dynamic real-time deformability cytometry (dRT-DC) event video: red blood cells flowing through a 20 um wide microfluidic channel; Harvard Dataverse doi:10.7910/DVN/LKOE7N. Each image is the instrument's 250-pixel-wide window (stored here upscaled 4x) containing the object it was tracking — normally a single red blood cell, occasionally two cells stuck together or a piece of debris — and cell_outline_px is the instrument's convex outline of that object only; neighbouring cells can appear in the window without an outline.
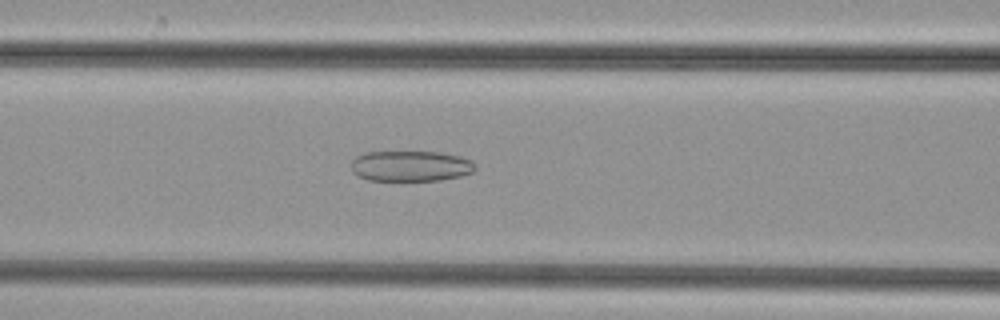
{"species": "common noctule bat (a hibernating species)", "species_latin": "Nyctalus noctula", "temperature_condition": "cold", "stored_images_in_passage": 37, "camera_frame_rate_fps": 3000, "um_per_image_px": 0.085, "animal": {"sex": "female", "body_mass_g": 29.2, "forearm_length_mm": 56.3}, "frame": {"image": 1, "passage_image": 14, "time_ms": 4.333, "image_size_px": [1000, 320], "cell_outline_px": [[476, 168], [472, 172], [460, 176], [440, 180], [368, 180], [356, 176], [352, 172], [352, 160], [356, 156], [364, 152], [440, 152], [460, 156], [472, 160], [476, 164]], "centroid_in_image_um": [34.9, 14.11], "position_along_channel_um": 131.7, "area_um2": 22.25}}
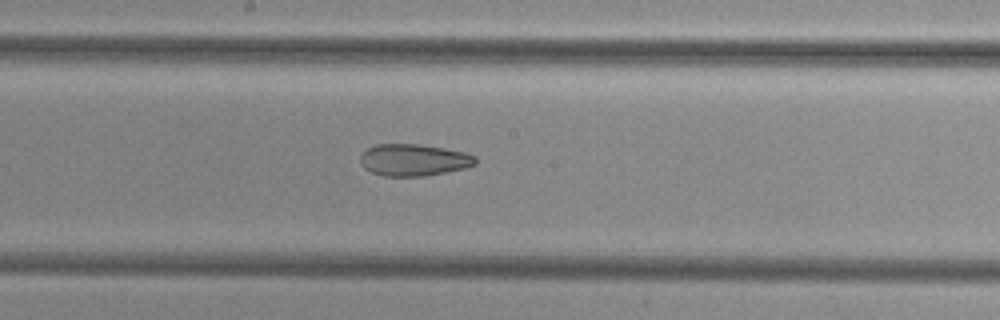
{"frame": {"image": 2, "passage_image": 20, "time_ms": 6.333, "image_size_px": [1000, 320], "cell_outline_px": [[476, 164], [464, 168], [424, 176], [384, 176], [372, 172], [364, 168], [360, 164], [360, 156], [368, 148], [376, 144], [420, 144], [444, 148], [464, 152], [476, 156]], "centroid_in_image_um": [35.15, 13.59], "position_along_channel_um": 213.0, "area_um2": 21.33}}
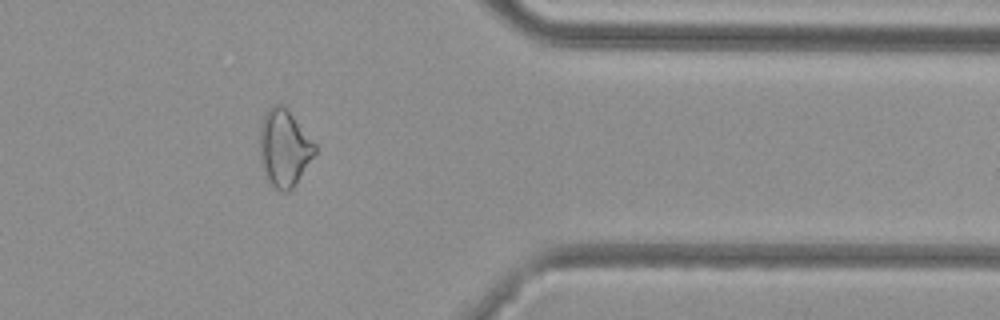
{"frame": {"image": 3, "passage_image": 34, "time_ms": 11.0, "image_size_px": [1000, 320], "cell_outline_px": [[316, 152], [296, 184], [288, 192], [284, 192], [276, 188], [268, 180], [260, 164], [260, 124], [268, 108], [272, 104], [280, 104], [288, 108], [316, 144]], "centroid_in_image_um": [24.16, 12.56], "position_along_channel_um": 387.2, "area_um2": 24.85}}